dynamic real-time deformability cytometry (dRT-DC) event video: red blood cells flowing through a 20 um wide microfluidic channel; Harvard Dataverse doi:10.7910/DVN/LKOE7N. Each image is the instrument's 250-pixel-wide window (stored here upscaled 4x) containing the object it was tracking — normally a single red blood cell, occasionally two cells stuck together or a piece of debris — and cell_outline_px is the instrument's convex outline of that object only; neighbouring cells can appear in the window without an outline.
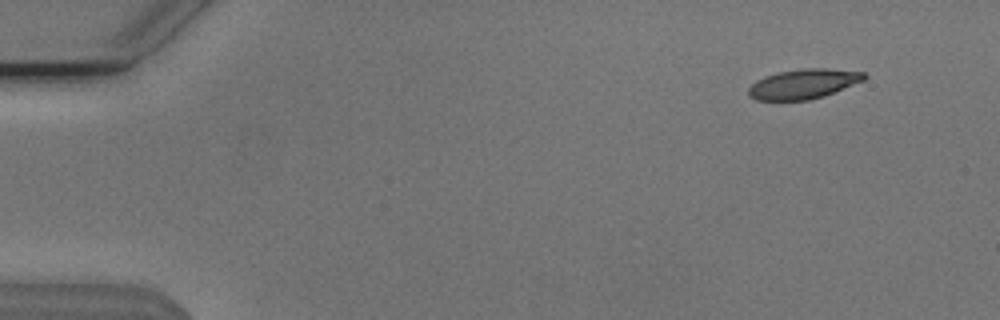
{"species": "Egyptian fruit bat (a non-hibernating species)", "species_latin": "Rousettus aegyptiacus", "temperature_condition": "cold", "stored_images_in_passage": 5, "camera_frame_rate_fps": 3000, "um_per_image_px": 0.085, "animal": {"sex": "male"}, "frame": {"image": 1, "passage_image": 2, "time_ms": 0.333, "image_size_px": [1000, 320], "cell_outline_px": [[868, 76], [864, 80], [824, 96], [808, 100], [756, 100], [748, 96], [748, 88], [756, 80], [764, 76], [780, 72], [804, 68], [828, 68], [864, 72]], "centroid_in_image_um": [68.28, 7.13], "position_along_channel_um": 16.7, "area_um2": 20.06}}